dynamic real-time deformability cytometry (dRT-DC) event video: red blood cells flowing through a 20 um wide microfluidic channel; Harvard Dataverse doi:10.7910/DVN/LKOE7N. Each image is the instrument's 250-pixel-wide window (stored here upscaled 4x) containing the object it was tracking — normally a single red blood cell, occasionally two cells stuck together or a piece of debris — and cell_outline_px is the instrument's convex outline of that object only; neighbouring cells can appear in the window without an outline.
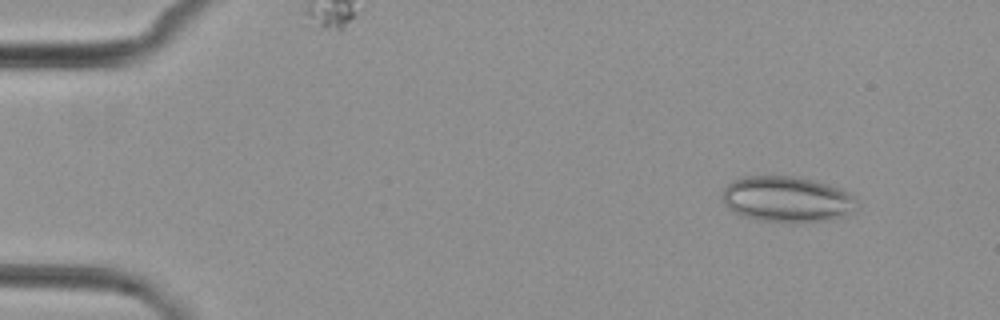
{"species": "common noctule bat (a hibernating species)", "species_latin": "Nyctalus noctula", "temperature_condition": "cold", "stored_images_in_passage": 4, "camera_frame_rate_fps": 3000, "um_per_image_px": 0.085, "animal": {"sex": "female", "body_mass_g": 29.2, "forearm_length_mm": 56.3}, "frame": {"image": 1, "passage_image": 1, "time_ms": 0.0, "image_size_px": [1000, 320], "cell_outline_px": [[860, 204], [852, 212], [844, 216], [832, 220], [792, 224], [756, 220], [744, 216], [728, 208], [724, 200], [724, 188], [732, 180], [744, 176], [792, 176], [812, 180], [828, 184], [852, 196]], "centroid_in_image_um": [66.91, 16.97], "position_along_channel_um": 18.1, "area_um2": 36.13}}